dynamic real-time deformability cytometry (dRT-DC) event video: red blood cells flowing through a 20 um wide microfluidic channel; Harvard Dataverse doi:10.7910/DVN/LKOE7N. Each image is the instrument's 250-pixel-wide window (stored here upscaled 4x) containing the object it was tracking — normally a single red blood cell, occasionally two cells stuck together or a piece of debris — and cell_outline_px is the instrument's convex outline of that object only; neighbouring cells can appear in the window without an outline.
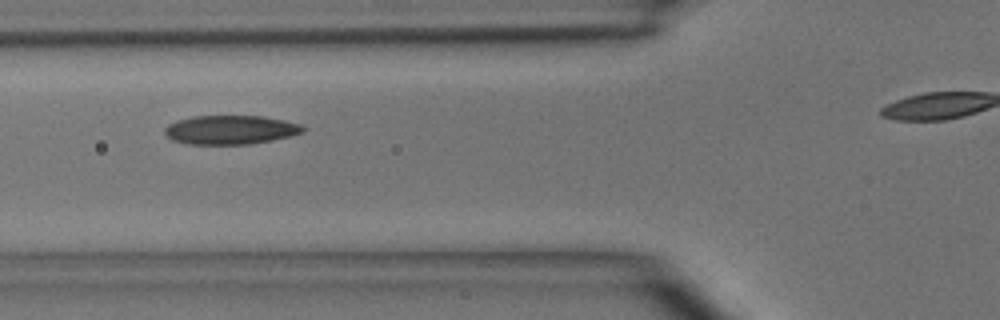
{"species": "common noctule bat (a hibernating species)", "species_latin": "Nyctalus noctula", "temperature_condition": "room temperature", "stored_images_in_passage": 3, "camera_frame_rate_fps": 3000, "um_per_image_px": 0.085, "animal": {"sex": "male", "body_mass_g": 15.6}, "frame": {"image": 1, "passage_image": 2, "time_ms": 1.0, "image_size_px": [1000, 320], "cell_outline_px": [[304, 132], [292, 136], [272, 140], [248, 144], [188, 144], [172, 140], [164, 132], [164, 128], [168, 124], [176, 120], [192, 116], [264, 116], [284, 120], [300, 124], [304, 128]], "centroid_in_image_um": [19.58, 11.03], "position_along_channel_um": 106.2, "area_um2": 23.41}}